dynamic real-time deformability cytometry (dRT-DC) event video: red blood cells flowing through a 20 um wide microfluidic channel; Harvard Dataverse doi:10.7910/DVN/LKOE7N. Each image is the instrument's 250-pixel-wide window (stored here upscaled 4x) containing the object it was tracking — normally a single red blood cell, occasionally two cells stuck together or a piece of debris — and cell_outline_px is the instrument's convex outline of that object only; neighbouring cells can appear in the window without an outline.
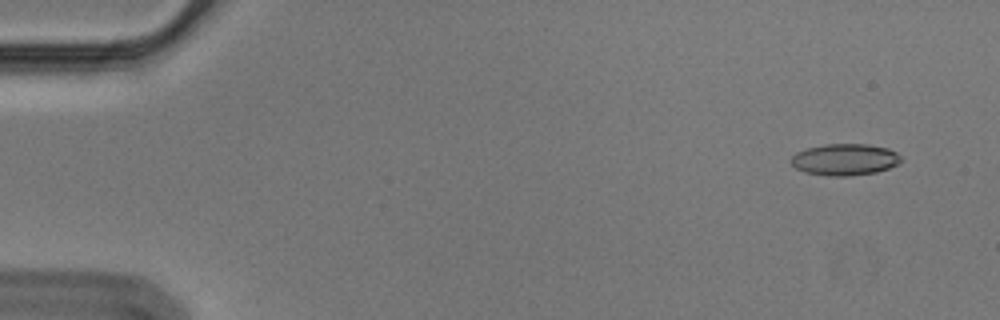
{"species": "Egyptian fruit bat (a non-hibernating species)", "species_latin": "Rousettus aegyptiacus", "temperature_condition": "cold", "stored_images_in_passage": 56, "camera_frame_rate_fps": 3000, "um_per_image_px": 0.085, "animal": {"sex": "male"}, "frame": {"image": 1, "passage_image": 4, "time_ms": 1.0, "image_size_px": [1000, 320], "cell_outline_px": [[900, 160], [896, 164], [888, 168], [876, 172], [848, 176], [828, 176], [804, 172], [796, 168], [792, 164], [792, 156], [796, 152], [808, 148], [824, 144], [868, 144], [888, 148], [896, 152], [900, 156]], "centroid_in_image_um": [71.79, 13.56], "position_along_channel_um": 13.2, "area_um2": 20.11}}
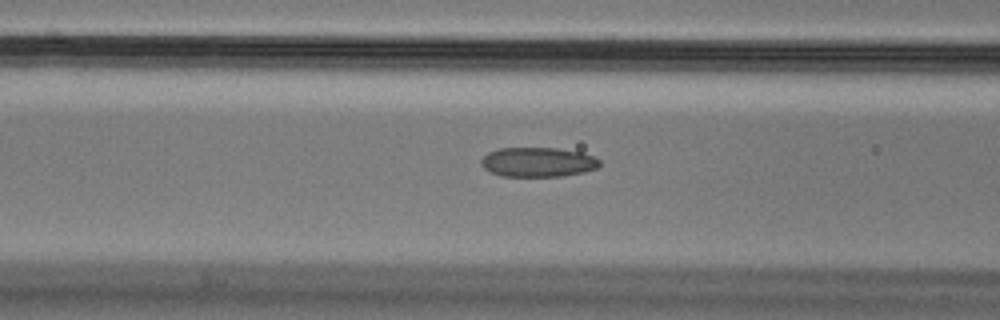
{"frame": {"image": 2, "passage_image": 23, "time_ms": 7.333, "image_size_px": [1000, 320], "cell_outline_px": [[600, 164], [596, 168], [584, 172], [564, 176], [500, 176], [488, 172], [480, 164], [480, 160], [488, 152], [500, 148], [556, 148], [580, 152], [592, 156], [600, 160]], "centroid_in_image_um": [45.68, 13.78], "position_along_channel_um": 120.9, "area_um2": 20.46}}
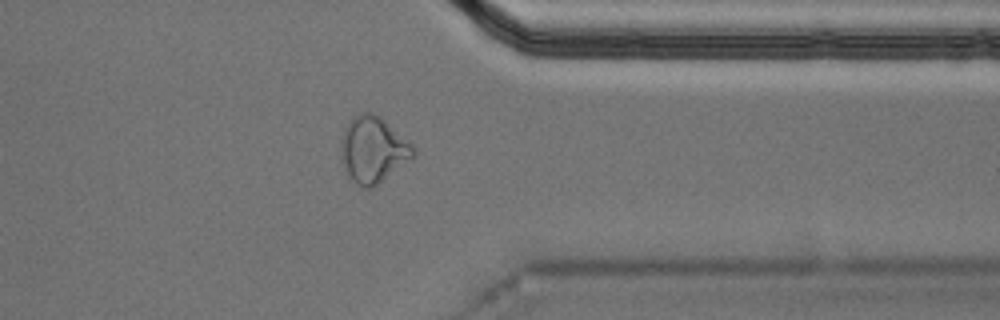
{"frame": {"image": 3, "passage_image": 45, "time_ms": 14.667, "image_size_px": [1000, 320], "cell_outline_px": [[416, 152], [412, 156], [372, 188], [364, 188], [352, 180], [344, 168], [340, 156], [340, 148], [344, 128], [348, 120], [352, 116], [360, 112], [372, 112], [380, 116], [412, 144], [416, 148]], "centroid_in_image_um": [31.66, 12.67], "position_along_channel_um": 379.7, "area_um2": 27.57}, "authors_computed_cell_mechanics": {"area_um2": 20.6635, "velocity_mm_per_s": 3.5958, "shape_relaxation_time_tau1_ms": null, "shape_relaxation_time_tau2_ms": 2.6442, "deformation_change_tau1": null, "deformation_change_tau2": 0.082}}